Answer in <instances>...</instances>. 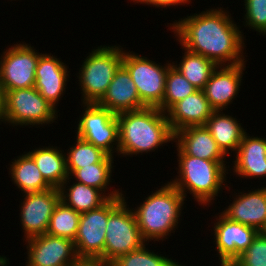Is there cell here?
Instances as JSON below:
<instances>
[{"mask_svg":"<svg viewBox=\"0 0 266 266\" xmlns=\"http://www.w3.org/2000/svg\"><path fill=\"white\" fill-rule=\"evenodd\" d=\"M222 7L190 14L169 26L181 47L212 60L217 66L246 63L244 33ZM245 60V61H244Z\"/></svg>","mask_w":266,"mask_h":266,"instance_id":"1","label":"cell"},{"mask_svg":"<svg viewBox=\"0 0 266 266\" xmlns=\"http://www.w3.org/2000/svg\"><path fill=\"white\" fill-rule=\"evenodd\" d=\"M118 121V156L133 157L158 151L167 143L174 142V133L167 115L157 107L116 114ZM164 144V145H163ZM162 146V147H161Z\"/></svg>","mask_w":266,"mask_h":266,"instance_id":"2","label":"cell"},{"mask_svg":"<svg viewBox=\"0 0 266 266\" xmlns=\"http://www.w3.org/2000/svg\"><path fill=\"white\" fill-rule=\"evenodd\" d=\"M148 195L133 211L142 237L148 242H160L175 233L184 209L183 194L170 182ZM176 228V229H175ZM160 240V241H159Z\"/></svg>","mask_w":266,"mask_h":266,"instance_id":"3","label":"cell"},{"mask_svg":"<svg viewBox=\"0 0 266 266\" xmlns=\"http://www.w3.org/2000/svg\"><path fill=\"white\" fill-rule=\"evenodd\" d=\"M177 156L178 168L176 167V169L178 175L174 180L171 179L170 183L183 194L185 199L187 193L192 194L199 206L201 205L204 208L214 203V200L217 199L215 197L220 193L222 194V189L229 188V191L231 190L228 184L225 183L228 182L226 181V174L231 170L226 164L230 162L205 160L190 155ZM223 187L227 188L224 189Z\"/></svg>","mask_w":266,"mask_h":266,"instance_id":"4","label":"cell"},{"mask_svg":"<svg viewBox=\"0 0 266 266\" xmlns=\"http://www.w3.org/2000/svg\"><path fill=\"white\" fill-rule=\"evenodd\" d=\"M123 50L119 45H100L88 53L76 75L81 86L82 104L101 100L122 65Z\"/></svg>","mask_w":266,"mask_h":266,"instance_id":"5","label":"cell"},{"mask_svg":"<svg viewBox=\"0 0 266 266\" xmlns=\"http://www.w3.org/2000/svg\"><path fill=\"white\" fill-rule=\"evenodd\" d=\"M58 112L35 87L9 90L4 94V123L13 127L47 126L57 122Z\"/></svg>","mask_w":266,"mask_h":266,"instance_id":"6","label":"cell"},{"mask_svg":"<svg viewBox=\"0 0 266 266\" xmlns=\"http://www.w3.org/2000/svg\"><path fill=\"white\" fill-rule=\"evenodd\" d=\"M122 65L130 73L141 102L146 107H158L164 98L166 75L172 63L160 65L133 51L123 50Z\"/></svg>","mask_w":266,"mask_h":266,"instance_id":"7","label":"cell"},{"mask_svg":"<svg viewBox=\"0 0 266 266\" xmlns=\"http://www.w3.org/2000/svg\"><path fill=\"white\" fill-rule=\"evenodd\" d=\"M124 199L108 217L104 260L114 262L120 256L146 244L139 230L133 208Z\"/></svg>","mask_w":266,"mask_h":266,"instance_id":"8","label":"cell"},{"mask_svg":"<svg viewBox=\"0 0 266 266\" xmlns=\"http://www.w3.org/2000/svg\"><path fill=\"white\" fill-rule=\"evenodd\" d=\"M81 106L84 110L79 116L75 135L101 148L108 155L114 157L115 152L118 155L119 135L116 114L97 103H83Z\"/></svg>","mask_w":266,"mask_h":266,"instance_id":"9","label":"cell"},{"mask_svg":"<svg viewBox=\"0 0 266 266\" xmlns=\"http://www.w3.org/2000/svg\"><path fill=\"white\" fill-rule=\"evenodd\" d=\"M109 198L100 207L81 213L74 240L79 258L104 259L105 235L109 214L127 197Z\"/></svg>","mask_w":266,"mask_h":266,"instance_id":"10","label":"cell"},{"mask_svg":"<svg viewBox=\"0 0 266 266\" xmlns=\"http://www.w3.org/2000/svg\"><path fill=\"white\" fill-rule=\"evenodd\" d=\"M6 48L0 56V86L4 94L9 90L34 87L35 71L42 53L26 42Z\"/></svg>","mask_w":266,"mask_h":266,"instance_id":"11","label":"cell"},{"mask_svg":"<svg viewBox=\"0 0 266 266\" xmlns=\"http://www.w3.org/2000/svg\"><path fill=\"white\" fill-rule=\"evenodd\" d=\"M20 207V222L24 232L23 242L47 232L49 221L60 200L58 188L40 192L24 193Z\"/></svg>","mask_w":266,"mask_h":266,"instance_id":"12","label":"cell"},{"mask_svg":"<svg viewBox=\"0 0 266 266\" xmlns=\"http://www.w3.org/2000/svg\"><path fill=\"white\" fill-rule=\"evenodd\" d=\"M212 226L217 257L220 261H235L253 242L259 231L251 226L231 221L218 213ZM219 255V256H218Z\"/></svg>","mask_w":266,"mask_h":266,"instance_id":"13","label":"cell"},{"mask_svg":"<svg viewBox=\"0 0 266 266\" xmlns=\"http://www.w3.org/2000/svg\"><path fill=\"white\" fill-rule=\"evenodd\" d=\"M25 244L26 261L32 266H71L78 258L71 239L45 233L25 240Z\"/></svg>","mask_w":266,"mask_h":266,"instance_id":"14","label":"cell"},{"mask_svg":"<svg viewBox=\"0 0 266 266\" xmlns=\"http://www.w3.org/2000/svg\"><path fill=\"white\" fill-rule=\"evenodd\" d=\"M253 189L247 193L244 190H238V193L234 191L232 203L220 213L231 221L254 227L262 232L266 228V187Z\"/></svg>","mask_w":266,"mask_h":266,"instance_id":"15","label":"cell"},{"mask_svg":"<svg viewBox=\"0 0 266 266\" xmlns=\"http://www.w3.org/2000/svg\"><path fill=\"white\" fill-rule=\"evenodd\" d=\"M246 63L234 66H217L202 89L215 111L226 110L238 97Z\"/></svg>","mask_w":266,"mask_h":266,"instance_id":"16","label":"cell"},{"mask_svg":"<svg viewBox=\"0 0 266 266\" xmlns=\"http://www.w3.org/2000/svg\"><path fill=\"white\" fill-rule=\"evenodd\" d=\"M42 53L35 71V88L57 110V105L66 91L70 71L60 58Z\"/></svg>","mask_w":266,"mask_h":266,"instance_id":"17","label":"cell"},{"mask_svg":"<svg viewBox=\"0 0 266 266\" xmlns=\"http://www.w3.org/2000/svg\"><path fill=\"white\" fill-rule=\"evenodd\" d=\"M97 104L115 114L146 108L130 73L123 65L115 72L106 93Z\"/></svg>","mask_w":266,"mask_h":266,"instance_id":"18","label":"cell"},{"mask_svg":"<svg viewBox=\"0 0 266 266\" xmlns=\"http://www.w3.org/2000/svg\"><path fill=\"white\" fill-rule=\"evenodd\" d=\"M236 155V156H235ZM235 161L232 175L236 177L251 178L266 177V138L258 137L247 132L244 134L238 150L234 153Z\"/></svg>","mask_w":266,"mask_h":266,"instance_id":"19","label":"cell"},{"mask_svg":"<svg viewBox=\"0 0 266 266\" xmlns=\"http://www.w3.org/2000/svg\"><path fill=\"white\" fill-rule=\"evenodd\" d=\"M215 110L211 107L203 90L175 103L167 112V119L173 133L189 126L205 125Z\"/></svg>","mask_w":266,"mask_h":266,"instance_id":"20","label":"cell"},{"mask_svg":"<svg viewBox=\"0 0 266 266\" xmlns=\"http://www.w3.org/2000/svg\"><path fill=\"white\" fill-rule=\"evenodd\" d=\"M177 155L205 160H227L205 125L185 127L174 133Z\"/></svg>","mask_w":266,"mask_h":266,"instance_id":"21","label":"cell"},{"mask_svg":"<svg viewBox=\"0 0 266 266\" xmlns=\"http://www.w3.org/2000/svg\"><path fill=\"white\" fill-rule=\"evenodd\" d=\"M232 116L226 115L223 110L214 111L205 123V127L227 158L228 155L232 156V152L235 151L236 153L246 133V130L241 126L242 123H239L240 121Z\"/></svg>","mask_w":266,"mask_h":266,"instance_id":"22","label":"cell"},{"mask_svg":"<svg viewBox=\"0 0 266 266\" xmlns=\"http://www.w3.org/2000/svg\"><path fill=\"white\" fill-rule=\"evenodd\" d=\"M42 147L39 146L27 153L33 158L45 181L52 188L59 189L69 177L64 150L53 145Z\"/></svg>","mask_w":266,"mask_h":266,"instance_id":"23","label":"cell"},{"mask_svg":"<svg viewBox=\"0 0 266 266\" xmlns=\"http://www.w3.org/2000/svg\"><path fill=\"white\" fill-rule=\"evenodd\" d=\"M71 181L68 177L60 186V200L80 214L100 207L109 199L95 187Z\"/></svg>","mask_w":266,"mask_h":266,"instance_id":"24","label":"cell"},{"mask_svg":"<svg viewBox=\"0 0 266 266\" xmlns=\"http://www.w3.org/2000/svg\"><path fill=\"white\" fill-rule=\"evenodd\" d=\"M9 164V175L13 184L24 193L40 192L52 187L45 181L33 158L24 152Z\"/></svg>","mask_w":266,"mask_h":266,"instance_id":"25","label":"cell"},{"mask_svg":"<svg viewBox=\"0 0 266 266\" xmlns=\"http://www.w3.org/2000/svg\"><path fill=\"white\" fill-rule=\"evenodd\" d=\"M114 161L113 156L107 155L100 163L76 169L69 177L72 180L74 178V181L76 180L77 182L101 190L108 198L122 196V188L121 190L112 189L113 191H107V189H110L107 186L112 182V172L114 171L113 169H115V166H113Z\"/></svg>","mask_w":266,"mask_h":266,"instance_id":"26","label":"cell"},{"mask_svg":"<svg viewBox=\"0 0 266 266\" xmlns=\"http://www.w3.org/2000/svg\"><path fill=\"white\" fill-rule=\"evenodd\" d=\"M184 49V54L179 62H172V66L177 69L193 86L198 90H202L212 72L217 68V65L210 59Z\"/></svg>","mask_w":266,"mask_h":266,"instance_id":"27","label":"cell"},{"mask_svg":"<svg viewBox=\"0 0 266 266\" xmlns=\"http://www.w3.org/2000/svg\"><path fill=\"white\" fill-rule=\"evenodd\" d=\"M81 214L59 200L51 215L46 234L75 240Z\"/></svg>","mask_w":266,"mask_h":266,"instance_id":"28","label":"cell"},{"mask_svg":"<svg viewBox=\"0 0 266 266\" xmlns=\"http://www.w3.org/2000/svg\"><path fill=\"white\" fill-rule=\"evenodd\" d=\"M66 155V167L70 176L76 169L100 163L108 154L76 136L75 143L69 146Z\"/></svg>","mask_w":266,"mask_h":266,"instance_id":"29","label":"cell"},{"mask_svg":"<svg viewBox=\"0 0 266 266\" xmlns=\"http://www.w3.org/2000/svg\"><path fill=\"white\" fill-rule=\"evenodd\" d=\"M196 90L197 88L171 65L166 75L164 98L157 108L166 113L175 103L183 100Z\"/></svg>","mask_w":266,"mask_h":266,"instance_id":"30","label":"cell"},{"mask_svg":"<svg viewBox=\"0 0 266 266\" xmlns=\"http://www.w3.org/2000/svg\"><path fill=\"white\" fill-rule=\"evenodd\" d=\"M148 244L120 256L113 262L114 266H185L166 255L149 250L148 247L146 248Z\"/></svg>","mask_w":266,"mask_h":266,"instance_id":"31","label":"cell"},{"mask_svg":"<svg viewBox=\"0 0 266 266\" xmlns=\"http://www.w3.org/2000/svg\"><path fill=\"white\" fill-rule=\"evenodd\" d=\"M243 25L257 33L266 35V0H244Z\"/></svg>","mask_w":266,"mask_h":266,"instance_id":"32","label":"cell"},{"mask_svg":"<svg viewBox=\"0 0 266 266\" xmlns=\"http://www.w3.org/2000/svg\"><path fill=\"white\" fill-rule=\"evenodd\" d=\"M236 266H266V235L259 232L251 245L235 260Z\"/></svg>","mask_w":266,"mask_h":266,"instance_id":"33","label":"cell"},{"mask_svg":"<svg viewBox=\"0 0 266 266\" xmlns=\"http://www.w3.org/2000/svg\"><path fill=\"white\" fill-rule=\"evenodd\" d=\"M140 4H146V5H153V7H157V8H166L169 6H177L178 5H188L191 3V0H141L139 2Z\"/></svg>","mask_w":266,"mask_h":266,"instance_id":"34","label":"cell"},{"mask_svg":"<svg viewBox=\"0 0 266 266\" xmlns=\"http://www.w3.org/2000/svg\"><path fill=\"white\" fill-rule=\"evenodd\" d=\"M71 266H114L102 258H77Z\"/></svg>","mask_w":266,"mask_h":266,"instance_id":"35","label":"cell"},{"mask_svg":"<svg viewBox=\"0 0 266 266\" xmlns=\"http://www.w3.org/2000/svg\"><path fill=\"white\" fill-rule=\"evenodd\" d=\"M4 123V91L0 86V123Z\"/></svg>","mask_w":266,"mask_h":266,"instance_id":"36","label":"cell"},{"mask_svg":"<svg viewBox=\"0 0 266 266\" xmlns=\"http://www.w3.org/2000/svg\"><path fill=\"white\" fill-rule=\"evenodd\" d=\"M220 266H236L235 261H219Z\"/></svg>","mask_w":266,"mask_h":266,"instance_id":"37","label":"cell"},{"mask_svg":"<svg viewBox=\"0 0 266 266\" xmlns=\"http://www.w3.org/2000/svg\"><path fill=\"white\" fill-rule=\"evenodd\" d=\"M131 1H133L135 4H136V3L139 4V2H140L141 0H131Z\"/></svg>","mask_w":266,"mask_h":266,"instance_id":"38","label":"cell"},{"mask_svg":"<svg viewBox=\"0 0 266 266\" xmlns=\"http://www.w3.org/2000/svg\"><path fill=\"white\" fill-rule=\"evenodd\" d=\"M262 232L266 235V228Z\"/></svg>","mask_w":266,"mask_h":266,"instance_id":"39","label":"cell"}]
</instances>
